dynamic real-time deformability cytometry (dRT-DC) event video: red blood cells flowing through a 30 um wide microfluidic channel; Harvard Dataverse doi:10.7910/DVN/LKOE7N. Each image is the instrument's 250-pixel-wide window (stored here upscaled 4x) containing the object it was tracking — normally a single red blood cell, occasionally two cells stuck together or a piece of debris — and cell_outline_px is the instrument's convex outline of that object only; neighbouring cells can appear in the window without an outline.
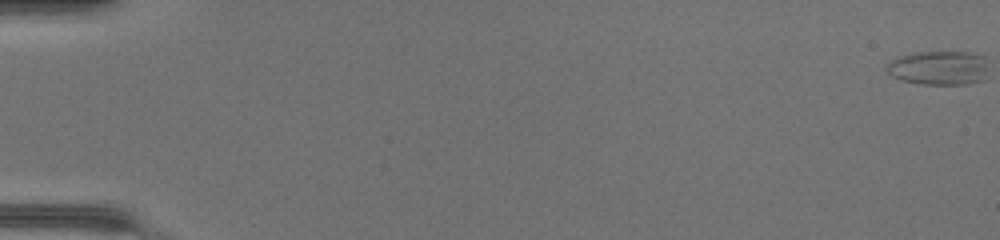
{"species": "common noctule bat (a hibernating species)", "species_latin": "Nyctalus noctula", "temperature_condition": "warm", "stored_images_in_passage": 51, "camera_frame_rate_fps": 3000, "um_per_image_px": 0.085, "animal": {"sex": "female", "body_mass_g": 17.0, "forearm_length_mm": 48.0}, "frame": {"image": 1, "passage_image": 1, "time_ms": 0.0, "image_size_px": [1000, 240], "cell_outline_px": [[984, 80], [968, 84], [920, 84], [900, 80], [892, 76], [888, 72], [888, 64], [892, 60], [900, 56], [916, 52], [972, 52], [984, 56]], "centroid_in_image_um": [79.78, 5.77], "position_along_channel_um": 5.2, "area_um2": 20.0}}
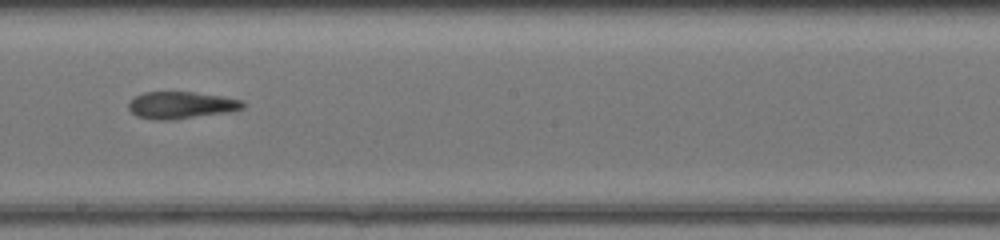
{"frame": {"image": 2, "passage_image": 31, "time_ms": 10.0, "image_size_px": [1000, 240], "cell_outline_px": [[244, 108], [228, 112], [176, 120], [152, 120], [136, 116], [128, 108], [128, 104], [136, 96], [144, 92], [192, 92], [220, 96], [240, 100], [244, 104]], "centroid_in_image_um": [15.36, 8.95], "position_along_channel_um": 232.8, "area_um2": 17.98}}
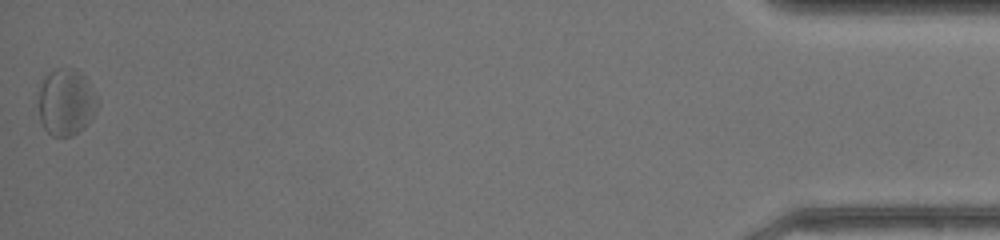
{"frame": {"image": 3, "passage_image": 51, "time_ms": 16.667, "image_size_px": [1000, 240], "cell_outline_px": [[100, 100], [92, 120], [84, 128], [72, 136], [52, 136], [44, 128], [40, 120], [40, 88], [44, 76], [56, 68], [72, 68], [80, 72], [84, 76]], "centroid_in_image_um": [5.66, 8.69], "position_along_channel_um": 429.5, "area_um2": 23.0}, "authors_computed_cell_mechanics": {"area_um2": 19.363, "velocity_mm_per_s": 4.3172, "shape_relaxation_time_tau1_ms": 9.3213, "shape_relaxation_time_tau2_ms": 1.7364, "deformation_change_tau1": 0.2026, "deformation_change_tau2": 0.0995}}